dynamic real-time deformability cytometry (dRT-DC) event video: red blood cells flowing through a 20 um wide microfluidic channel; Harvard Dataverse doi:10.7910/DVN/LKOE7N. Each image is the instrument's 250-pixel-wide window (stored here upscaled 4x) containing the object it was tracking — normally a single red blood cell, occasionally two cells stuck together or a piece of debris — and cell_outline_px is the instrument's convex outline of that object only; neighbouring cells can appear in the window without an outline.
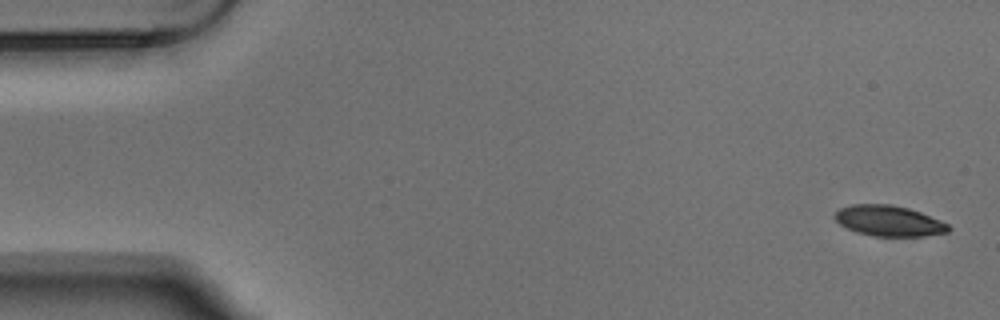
{"species": "Egyptian fruit bat (a non-hibernating species)", "species_latin": "Rousettus aegyptiacus", "temperature_condition": "warm", "stored_images_in_passage": 4, "camera_frame_rate_fps": 3000, "um_per_image_px": 0.085, "animal": {"sex": "male"}, "frame": {"image": 1, "passage_image": 1, "time_ms": 0.0, "image_size_px": [1000, 320], "cell_outline_px": [[952, 228], [948, 232], [924, 236], [872, 236], [856, 232], [840, 224], [832, 216], [840, 208], [852, 204], [892, 204], [908, 208], [920, 212], [940, 220], [948, 224]], "centroid_in_image_um": [75.55, 18.77], "position_along_channel_um": 9.4, "area_um2": 20.35}}
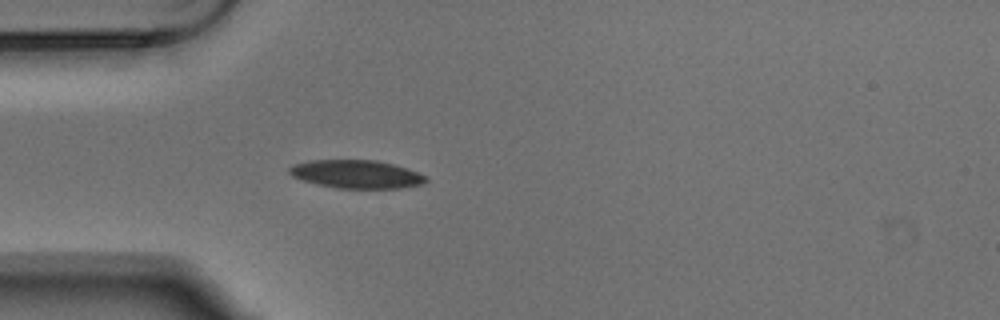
{"frame": {"image": 2, "passage_image": 4, "time_ms": 1.0, "image_size_px": [1000, 320], "cell_outline_px": [[428, 180], [424, 184], [400, 188], [336, 188], [316, 184], [292, 176], [288, 172], [288, 168], [296, 164], [308, 160], [376, 160], [408, 168], [428, 176]], "centroid_in_image_um": [30.33, 14.8], "position_along_channel_um": 54.7, "area_um2": 22.54}}